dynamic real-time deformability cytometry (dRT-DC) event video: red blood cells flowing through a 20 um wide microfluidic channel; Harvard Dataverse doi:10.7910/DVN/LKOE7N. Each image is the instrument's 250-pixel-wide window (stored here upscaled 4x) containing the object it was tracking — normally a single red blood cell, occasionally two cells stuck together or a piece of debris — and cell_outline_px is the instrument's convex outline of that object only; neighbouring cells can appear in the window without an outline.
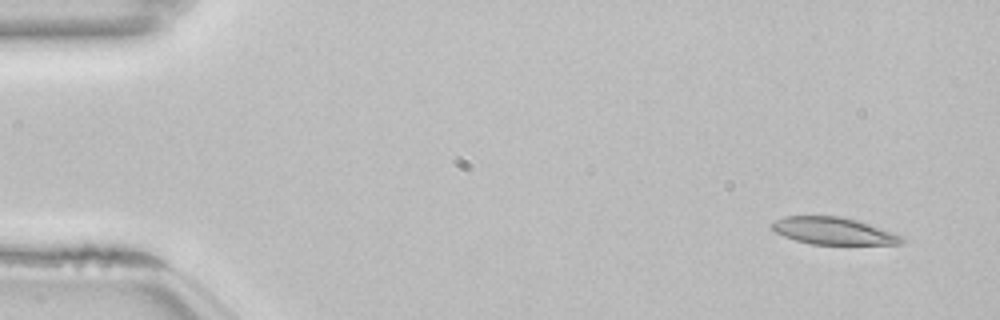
{"species": "common noctule bat (a hibernating species)", "species_latin": "Nyctalus noctula", "temperature_condition": "room temperature", "stored_images_in_passage": 53, "camera_frame_rate_fps": 3000, "um_per_image_px": 0.085, "animal": {"sex": "female", "body_mass_g": 22.7, "forearm_length_mm": 54.2}, "frame": {"image": 1, "passage_image": 3, "time_ms": 0.667, "image_size_px": [1000, 320], "cell_outline_px": [[904, 244], [812, 244], [796, 240], [784, 236], [768, 228], [768, 224], [772, 220], [784, 216], [840, 216], [856, 220], [904, 236]], "centroid_in_image_um": [70.77, 19.62], "position_along_channel_um": 14.2, "area_um2": 20.63}}
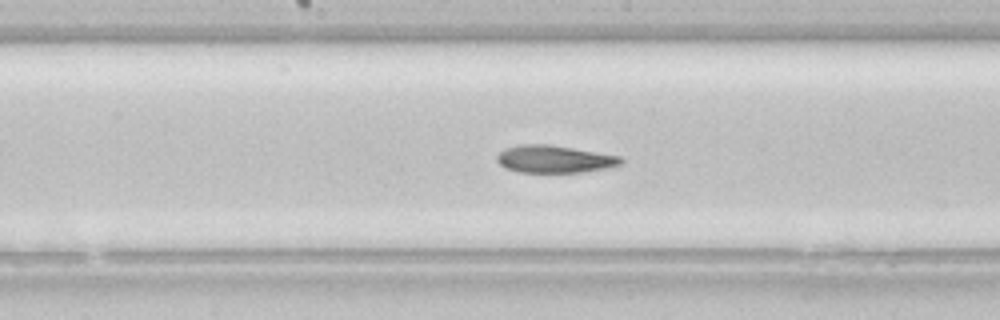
{"frame": {"image": 2, "passage_image": 27, "time_ms": 8.667, "image_size_px": [1000, 320], "cell_outline_px": [[624, 160], [620, 164], [604, 168], [584, 172], [520, 172], [504, 168], [496, 160], [496, 156], [504, 148], [520, 144], [552, 144], [620, 156]], "centroid_in_image_um": [47.08, 13.51], "position_along_channel_um": 201.1, "area_um2": 19.88}}
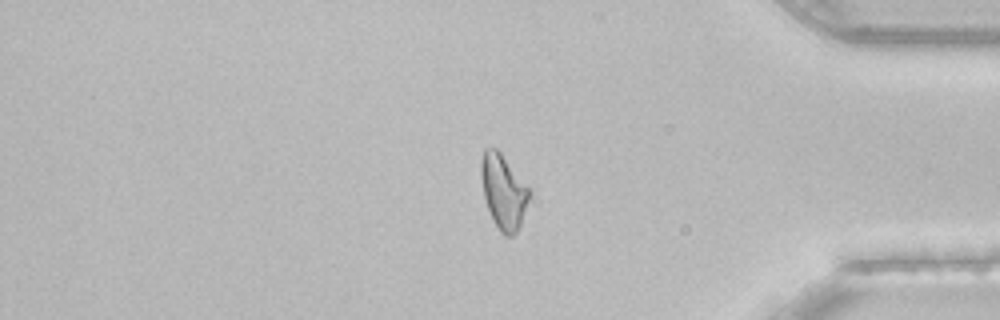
{"frame": {"image": 3, "passage_image": 44, "time_ms": 14.333, "image_size_px": [1000, 320], "cell_outline_px": [[528, 200], [520, 224], [516, 232], [512, 236], [504, 236], [500, 232], [492, 220], [484, 196], [480, 176], [480, 160], [484, 148], [496, 148], [500, 152], [528, 188]], "centroid_in_image_um": [42.73, 16.29], "position_along_channel_um": 392.5, "area_um2": 20.46}, "authors_computed_cell_mechanics": {"area_um2": 20.9236, "velocity_mm_per_s": 3.8367, "shape_relaxation_time_tau1_ms": null, "shape_relaxation_time_tau2_ms": 3.6403, "deformation_change_tau1": null, "deformation_change_tau2": 0.1153}}